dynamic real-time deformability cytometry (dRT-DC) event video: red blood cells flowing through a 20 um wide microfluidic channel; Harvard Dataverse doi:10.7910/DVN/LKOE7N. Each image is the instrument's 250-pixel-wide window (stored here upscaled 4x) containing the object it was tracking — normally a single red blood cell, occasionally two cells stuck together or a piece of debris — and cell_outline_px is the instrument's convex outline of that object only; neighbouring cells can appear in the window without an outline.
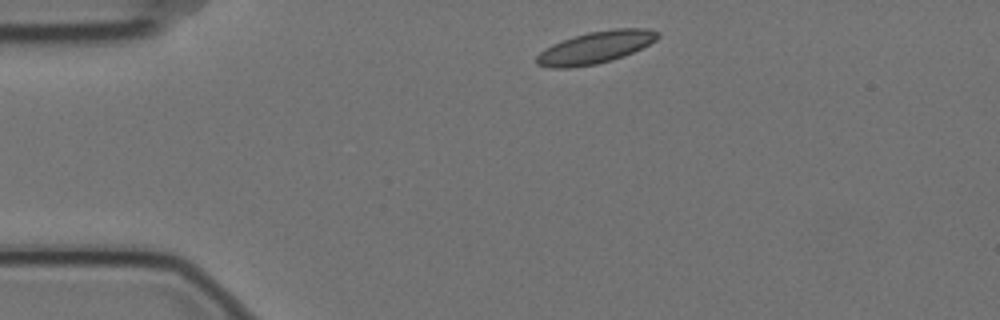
{"species": "Egyptian fruit bat (a non-hibernating species)", "species_latin": "Rousettus aegyptiacus", "temperature_condition": "cold", "stored_images_in_passage": 3, "camera_frame_rate_fps": 3000, "um_per_image_px": 0.085, "animal": {"sex": "female"}, "frame": {"image": 1, "passage_image": 1, "time_ms": 0.0, "image_size_px": [1000, 320], "cell_outline_px": [[660, 36], [656, 40], [624, 56], [612, 60], [596, 64], [572, 68], [548, 68], [536, 64], [536, 56], [544, 48], [552, 44], [588, 32], [616, 28], [648, 28], [660, 32]], "centroid_in_image_um": [50.61, 4.04], "position_along_channel_um": 34.4, "area_um2": 22.66}}
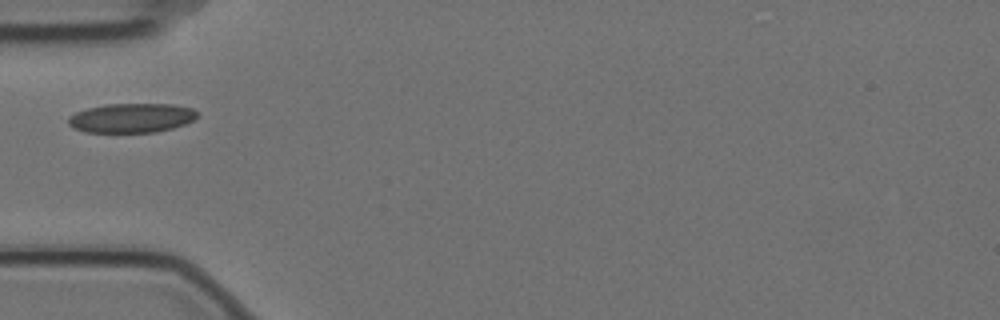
{"frame": {"image": 2, "passage_image": 3, "time_ms": 0.667, "image_size_px": [1000, 320], "cell_outline_px": [[200, 112], [192, 120], [184, 124], [172, 128], [156, 132], [84, 132], [72, 128], [68, 124], [68, 116], [76, 112], [88, 108], [104, 104], [172, 104], [192, 108]], "centroid_in_image_um": [11.15, 10.02], "position_along_channel_um": 73.8, "area_um2": 22.14}}